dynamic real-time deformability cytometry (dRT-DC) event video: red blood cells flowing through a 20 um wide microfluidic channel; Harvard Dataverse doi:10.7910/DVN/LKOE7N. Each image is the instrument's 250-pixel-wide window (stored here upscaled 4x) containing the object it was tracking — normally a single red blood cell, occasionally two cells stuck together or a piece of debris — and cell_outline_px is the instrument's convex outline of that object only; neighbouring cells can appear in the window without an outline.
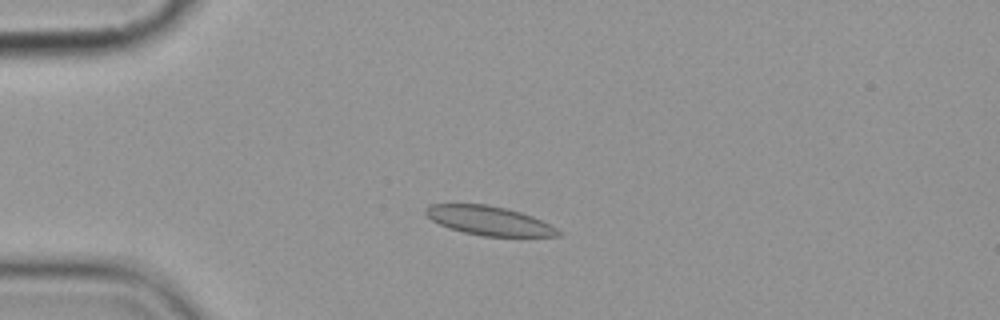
{"species": "common noctule bat (a hibernating species)", "species_latin": "Nyctalus noctula", "temperature_condition": "cold", "stored_images_in_passage": 3, "camera_frame_rate_fps": 3000, "um_per_image_px": 0.085, "animal": {"sex": "female", "body_mass_g": 19.9}, "frame": {"image": 1, "passage_image": 2, "time_ms": 2.333, "image_size_px": [1000, 320], "cell_outline_px": [[564, 232], [560, 236], [484, 236], [464, 232], [448, 228], [432, 220], [424, 212], [424, 208], [428, 204], [488, 204], [520, 212], [532, 216]], "centroid_in_image_um": [41.55, 18.75], "position_along_channel_um": 43.4, "area_um2": 22.31}}